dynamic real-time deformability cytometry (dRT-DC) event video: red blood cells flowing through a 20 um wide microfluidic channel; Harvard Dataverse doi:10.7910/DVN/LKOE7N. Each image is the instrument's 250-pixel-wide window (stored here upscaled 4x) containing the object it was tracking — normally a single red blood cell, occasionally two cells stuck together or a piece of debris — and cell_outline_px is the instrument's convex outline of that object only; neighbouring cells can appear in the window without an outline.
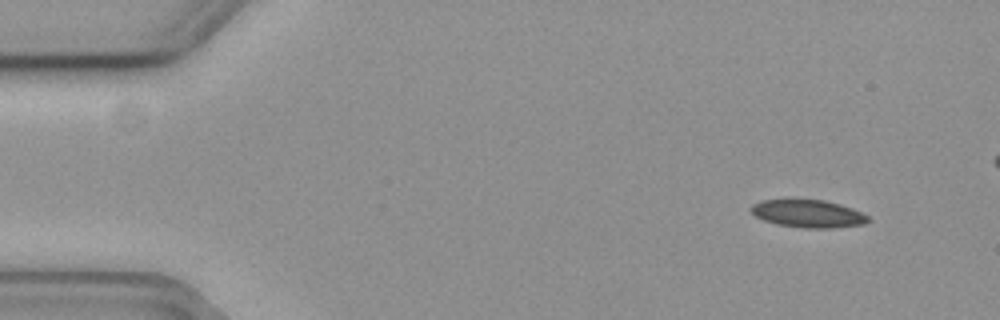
{"species": "common noctule bat (a hibernating species)", "species_latin": "Nyctalus noctula", "temperature_condition": "cold", "stored_images_in_passage": 49, "camera_frame_rate_fps": 3000, "um_per_image_px": 0.085, "animal": {"sex": "female", "body_mass_g": 19.3, "forearm_length_mm": 54.1}, "frame": {"image": 1, "passage_image": 1, "time_ms": 0.0, "image_size_px": [1000, 320], "cell_outline_px": [[872, 220], [864, 224], [832, 228], [804, 228], [776, 224], [764, 220], [756, 216], [748, 208], [752, 204], [760, 200], [824, 200], [840, 204], [852, 208], [868, 216]], "centroid_in_image_um": [68.69, 18.16], "position_along_channel_um": 16.3, "area_um2": 18.9}}
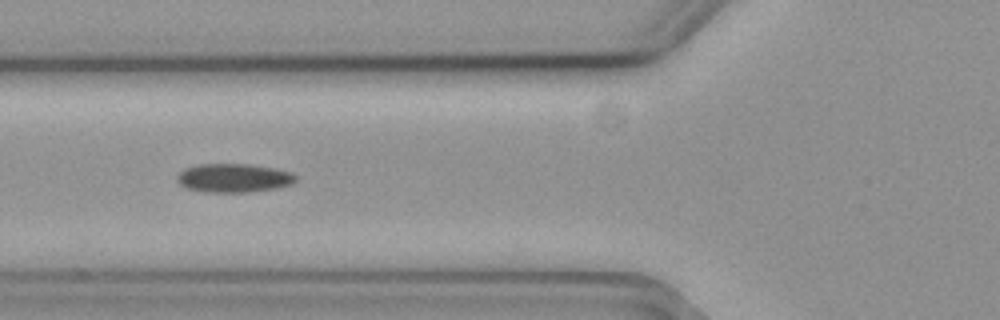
{"frame": {"image": 2, "passage_image": 17, "time_ms": 5.333, "image_size_px": [1000, 320], "cell_outline_px": [[296, 180], [292, 184], [276, 188], [248, 192], [204, 192], [188, 188], [180, 184], [176, 180], [176, 176], [184, 168], [196, 164], [248, 164], [276, 168], [292, 172], [296, 176]], "centroid_in_image_um": [19.86, 15.12], "position_along_channel_um": 105.9, "area_um2": 20.0}}
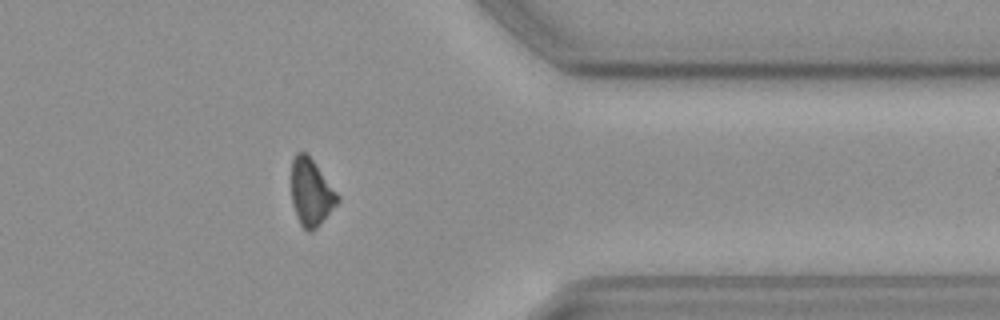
{"frame": {"image": 3, "passage_image": 41, "time_ms": 13.333, "image_size_px": [1000, 320], "cell_outline_px": [[340, 200], [320, 224], [312, 232], [308, 232], [300, 224], [296, 216], [292, 204], [292, 160], [296, 152], [304, 152], [312, 160], [340, 196]], "centroid_in_image_um": [26.44, 16.38], "position_along_channel_um": 385.0, "area_um2": 17.8}, "authors_computed_cell_mechanics": {"area_um2": 19.5364, "velocity_mm_per_s": 3.6892, "shape_relaxation_time_tau1_ms": 6.6731, "shape_relaxation_time_tau2_ms": null, "deformation_change_tau1": 0.1037, "deformation_change_tau2": null}}